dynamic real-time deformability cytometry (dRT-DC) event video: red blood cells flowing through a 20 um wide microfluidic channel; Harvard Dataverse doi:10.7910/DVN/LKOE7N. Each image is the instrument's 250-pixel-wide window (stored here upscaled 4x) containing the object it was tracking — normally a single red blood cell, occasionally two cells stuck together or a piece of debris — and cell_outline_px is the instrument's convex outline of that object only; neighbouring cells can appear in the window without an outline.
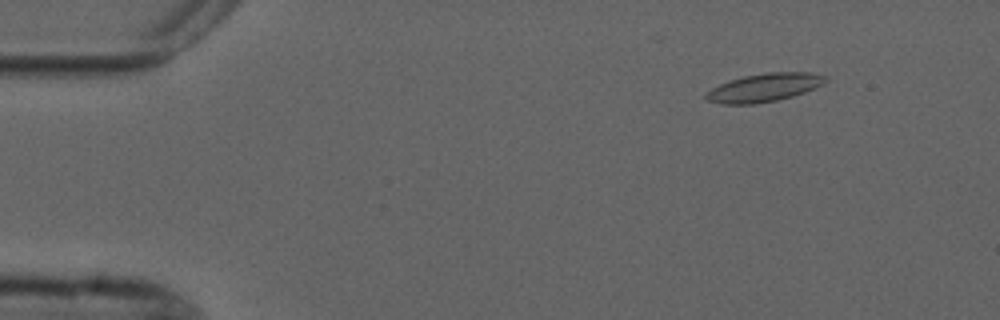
{"species": "common noctule bat (a hibernating species)", "species_latin": "Nyctalus noctula", "temperature_condition": "cold", "stored_images_in_passage": 5, "camera_frame_rate_fps": 3000, "um_per_image_px": 0.085, "animal": {"sex": "male", "forearm_length_mm": 52.5}, "frame": {"image": 1, "passage_image": 2, "time_ms": 2.0, "image_size_px": [1000, 320], "cell_outline_px": [[828, 80], [804, 92], [792, 96], [776, 100], [756, 104], [720, 104], [708, 100], [704, 96], [712, 88], [720, 84], [744, 76], [764, 72], [808, 72], [828, 76]], "centroid_in_image_um": [64.95, 7.44], "position_along_channel_um": 20.0, "area_um2": 19.42}}